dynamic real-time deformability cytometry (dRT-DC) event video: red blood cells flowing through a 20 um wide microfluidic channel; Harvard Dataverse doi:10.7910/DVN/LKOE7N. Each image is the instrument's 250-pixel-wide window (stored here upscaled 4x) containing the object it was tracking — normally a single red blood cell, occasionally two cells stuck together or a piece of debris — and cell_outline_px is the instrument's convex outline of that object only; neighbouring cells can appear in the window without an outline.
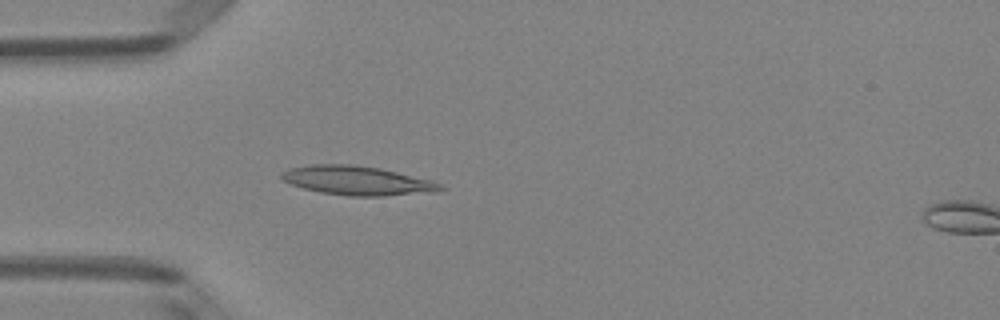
{"species": "Egyptian fruit bat (a non-hibernating species)", "species_latin": "Rousettus aegyptiacus", "temperature_condition": "room temperature", "stored_images_in_passage": 49, "camera_frame_rate_fps": 3000, "um_per_image_px": 0.085, "animal": {"sex": "female"}, "frame": {"image": 1, "passage_image": 14, "time_ms": 4.333, "image_size_px": [1000, 320], "cell_outline_px": [[448, 188], [436, 192], [384, 196], [348, 196], [320, 192], [304, 188], [292, 184], [284, 180], [280, 176], [280, 172], [288, 168], [308, 164], [352, 164], [380, 168], [432, 180]], "centroid_in_image_um": [30.38, 15.34], "position_along_channel_um": 54.6, "area_um2": 27.17}}
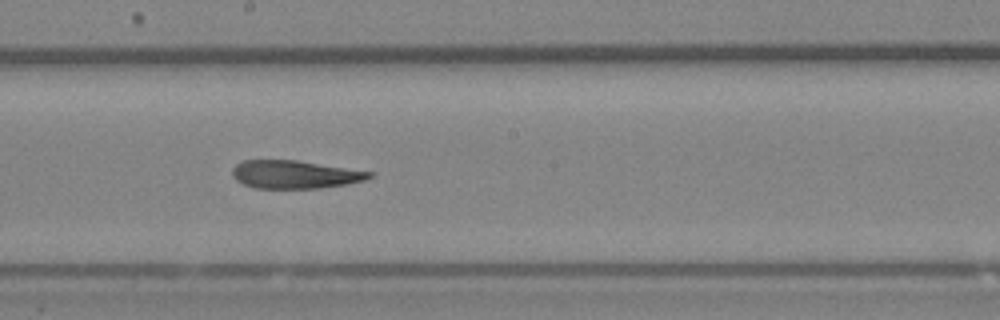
{"frame": {"image": 2, "passage_image": 27, "time_ms": 8.667, "image_size_px": [1000, 320], "cell_outline_px": [[376, 172], [372, 176], [364, 180], [348, 184], [320, 188], [256, 188], [244, 184], [236, 180], [232, 176], [232, 168], [236, 164], [244, 160], [296, 160]], "centroid_in_image_um": [25.08, 14.82], "position_along_channel_um": 223.1, "area_um2": 22.48}}
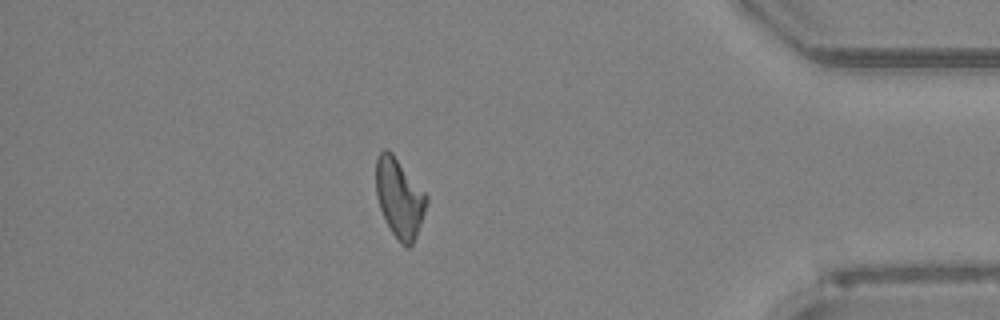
{"frame": {"image": 3, "passage_image": 43, "time_ms": 14.0, "image_size_px": [1000, 320], "cell_outline_px": [[428, 200], [416, 236], [412, 244], [408, 248], [400, 244], [392, 232], [380, 208], [376, 196], [376, 156], [384, 148], [388, 148], [392, 152], [428, 196]], "centroid_in_image_um": [33.93, 16.8], "position_along_channel_um": 401.3, "area_um2": 23.18}}